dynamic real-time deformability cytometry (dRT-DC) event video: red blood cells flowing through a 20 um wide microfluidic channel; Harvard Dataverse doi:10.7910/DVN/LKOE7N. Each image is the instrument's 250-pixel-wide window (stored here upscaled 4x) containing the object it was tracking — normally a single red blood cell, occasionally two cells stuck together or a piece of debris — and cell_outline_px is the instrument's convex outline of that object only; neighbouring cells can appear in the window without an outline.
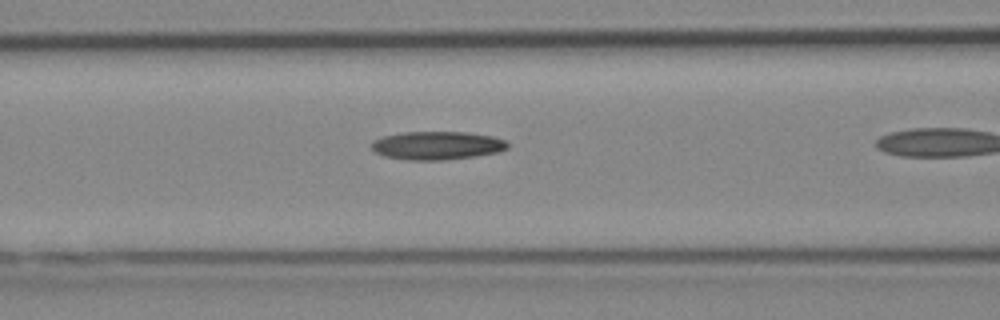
{"species": "Egyptian fruit bat (a non-hibernating species)", "species_latin": "Rousettus aegyptiacus", "temperature_condition": "cold", "stored_images_in_passage": 35, "camera_frame_rate_fps": 3000, "um_per_image_px": 0.085, "animal": {"sex": "female"}, "frame": {"image": 1, "passage_image": 16, "time_ms": 5.0, "image_size_px": [1000, 320], "cell_outline_px": [[508, 148], [496, 152], [472, 156], [444, 160], [404, 160], [384, 156], [376, 152], [372, 148], [372, 140], [384, 136], [404, 132], [468, 132], [492, 136], [504, 140], [508, 144]], "centroid_in_image_um": [37.12, 12.36], "position_along_channel_um": 129.5, "area_um2": 22.31}}